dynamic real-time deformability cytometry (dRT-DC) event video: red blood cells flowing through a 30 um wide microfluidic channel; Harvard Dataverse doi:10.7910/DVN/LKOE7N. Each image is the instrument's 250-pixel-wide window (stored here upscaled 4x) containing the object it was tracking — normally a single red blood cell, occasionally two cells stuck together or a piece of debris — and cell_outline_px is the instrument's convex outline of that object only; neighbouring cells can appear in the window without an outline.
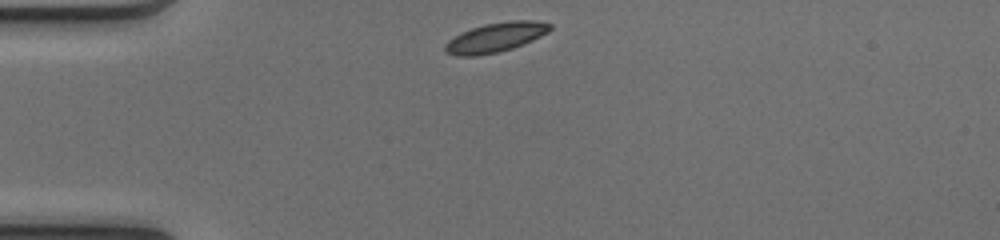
{"species": "common noctule bat (a hibernating species)", "species_latin": "Nyctalus noctula", "temperature_condition": "cold", "stored_images_in_passage": 39, "camera_frame_rate_fps": 3000, "um_per_image_px": 0.085, "animal": {"sex": "female", "body_mass_g": 17.0, "forearm_length_mm": 48.0}, "frame": {"image": 1, "passage_image": 1, "time_ms": 0.0, "image_size_px": [1000, 240], "cell_outline_px": [[552, 28], [548, 32], [532, 40], [512, 48], [496, 52], [476, 56], [456, 56], [444, 52], [444, 44], [448, 40], [460, 32], [484, 24], [512, 20], [532, 20], [552, 24]], "centroid_in_image_um": [42.08, 3.17], "position_along_channel_um": 42.9, "area_um2": 18.03}}
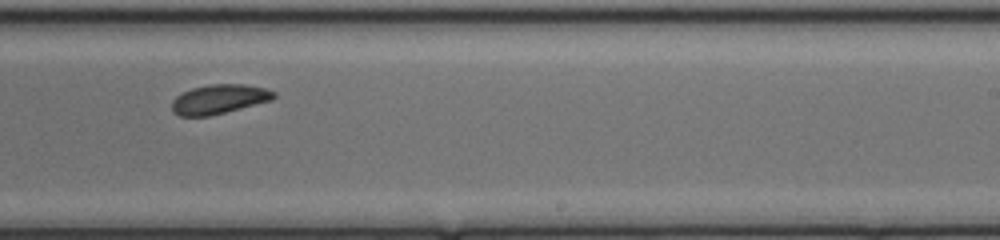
{"frame": {"image": 2, "passage_image": 20, "time_ms": 6.333, "image_size_px": [1000, 240], "cell_outline_px": [[276, 96], [272, 100], [208, 116], [180, 116], [172, 112], [172, 100], [176, 96], [192, 88], [212, 84], [244, 84], [268, 88], [276, 92]], "centroid_in_image_um": [18.64, 8.42], "position_along_channel_um": 270.4, "area_um2": 17.4}}
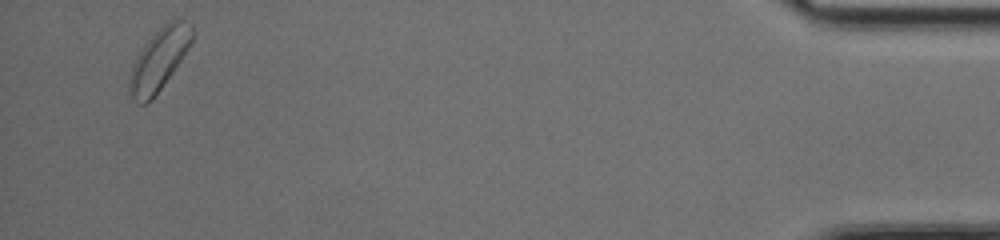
{"frame": {"image": 3, "passage_image": 37, "time_ms": 12.0, "image_size_px": [1000, 240], "cell_outline_px": [[192, 40], [188, 48], [172, 72], [152, 100], [148, 104], [140, 104], [132, 100], [128, 92], [128, 80], [132, 64], [144, 44], [168, 20], [180, 16], [192, 24]], "centroid_in_image_um": [13.49, 5.05], "position_along_channel_um": 421.7, "area_um2": 22.66}, "authors_computed_cell_mechanics": {"area_um2": 18.0914, "velocity_mm_per_s": 4.0593, "shape_relaxation_time_tau1_ms": 1.7411, "shape_relaxation_time_tau2_ms": null, "deformation_change_tau1": 0.0838, "deformation_change_tau2": null}}